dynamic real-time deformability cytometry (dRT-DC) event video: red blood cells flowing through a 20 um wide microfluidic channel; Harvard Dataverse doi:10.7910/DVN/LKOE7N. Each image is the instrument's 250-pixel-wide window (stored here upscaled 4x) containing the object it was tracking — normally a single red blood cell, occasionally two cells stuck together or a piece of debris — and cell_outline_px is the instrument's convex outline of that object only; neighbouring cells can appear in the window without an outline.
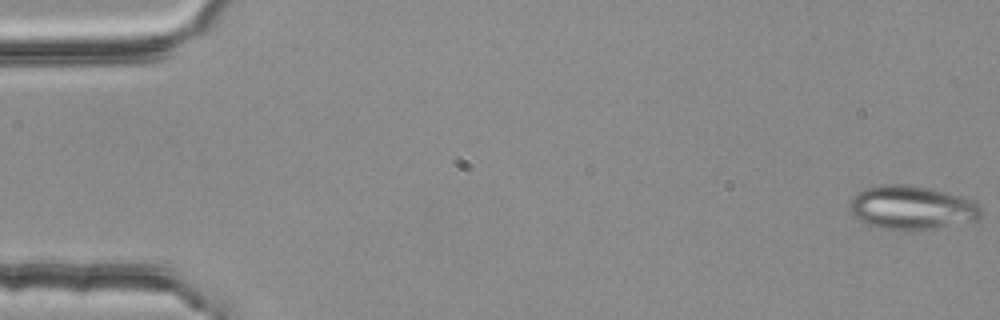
{"species": "common noctule bat (a hibernating species)", "species_latin": "Nyctalus noctula", "temperature_condition": "room temperature", "stored_images_in_passage": 6, "camera_frame_rate_fps": 3000, "um_per_image_px": 0.085, "animal": {"sex": "female", "body_mass_g": 25.1}, "frame": {"image": 1, "passage_image": 1, "time_ms": 0.0, "image_size_px": [1000, 320], "cell_outline_px": [[980, 216], [976, 220], [932, 228], [904, 232], [880, 228], [868, 224], [852, 216], [848, 204], [848, 200], [856, 192], [880, 184], [912, 184], [932, 188], [948, 192], [976, 200], [980, 208]], "centroid_in_image_um": [77.45, 17.63], "position_along_channel_um": 7.5, "area_um2": 34.16}}
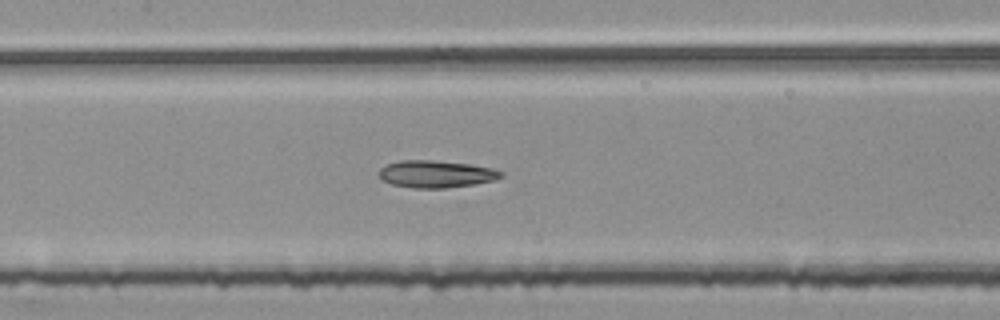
{"frame": {"image": 2, "passage_image": 6, "time_ms": 1.667, "image_size_px": [1000, 320], "cell_outline_px": [[504, 176], [492, 180], [472, 184], [444, 188], [412, 188], [392, 184], [384, 180], [380, 176], [380, 168], [388, 164], [400, 160], [432, 160], [468, 164], [492, 168], [504, 172]], "centroid_in_image_um": [37.07, 14.79], "position_along_channel_um": 170.3, "area_um2": 19.07}}